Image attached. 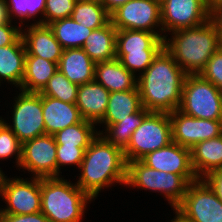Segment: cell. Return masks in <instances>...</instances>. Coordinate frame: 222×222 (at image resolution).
<instances>
[{
    "mask_svg": "<svg viewBox=\"0 0 222 222\" xmlns=\"http://www.w3.org/2000/svg\"><path fill=\"white\" fill-rule=\"evenodd\" d=\"M187 74L165 47L137 77L142 107L150 112L171 113L179 109Z\"/></svg>",
    "mask_w": 222,
    "mask_h": 222,
    "instance_id": "obj_1",
    "label": "cell"
},
{
    "mask_svg": "<svg viewBox=\"0 0 222 222\" xmlns=\"http://www.w3.org/2000/svg\"><path fill=\"white\" fill-rule=\"evenodd\" d=\"M116 34L117 29L109 21L92 31L82 49L95 63L113 60L116 58Z\"/></svg>",
    "mask_w": 222,
    "mask_h": 222,
    "instance_id": "obj_24",
    "label": "cell"
},
{
    "mask_svg": "<svg viewBox=\"0 0 222 222\" xmlns=\"http://www.w3.org/2000/svg\"><path fill=\"white\" fill-rule=\"evenodd\" d=\"M58 70L78 85L94 81L95 62L82 48L63 50Z\"/></svg>",
    "mask_w": 222,
    "mask_h": 222,
    "instance_id": "obj_20",
    "label": "cell"
},
{
    "mask_svg": "<svg viewBox=\"0 0 222 222\" xmlns=\"http://www.w3.org/2000/svg\"><path fill=\"white\" fill-rule=\"evenodd\" d=\"M209 20L215 26L216 32L222 42V5L210 11Z\"/></svg>",
    "mask_w": 222,
    "mask_h": 222,
    "instance_id": "obj_41",
    "label": "cell"
},
{
    "mask_svg": "<svg viewBox=\"0 0 222 222\" xmlns=\"http://www.w3.org/2000/svg\"><path fill=\"white\" fill-rule=\"evenodd\" d=\"M172 142V127L169 113L150 112L141 125L132 133L124 150L127 162L141 160L148 153L163 148Z\"/></svg>",
    "mask_w": 222,
    "mask_h": 222,
    "instance_id": "obj_7",
    "label": "cell"
},
{
    "mask_svg": "<svg viewBox=\"0 0 222 222\" xmlns=\"http://www.w3.org/2000/svg\"><path fill=\"white\" fill-rule=\"evenodd\" d=\"M63 49L82 48L93 29L77 23L71 17L48 24Z\"/></svg>",
    "mask_w": 222,
    "mask_h": 222,
    "instance_id": "obj_27",
    "label": "cell"
},
{
    "mask_svg": "<svg viewBox=\"0 0 222 222\" xmlns=\"http://www.w3.org/2000/svg\"><path fill=\"white\" fill-rule=\"evenodd\" d=\"M71 18L91 29H98L110 21V14L98 2L77 1Z\"/></svg>",
    "mask_w": 222,
    "mask_h": 222,
    "instance_id": "obj_30",
    "label": "cell"
},
{
    "mask_svg": "<svg viewBox=\"0 0 222 222\" xmlns=\"http://www.w3.org/2000/svg\"><path fill=\"white\" fill-rule=\"evenodd\" d=\"M125 185L160 192L174 209L182 201L189 183L179 174L158 171L135 160L127 162Z\"/></svg>",
    "mask_w": 222,
    "mask_h": 222,
    "instance_id": "obj_6",
    "label": "cell"
},
{
    "mask_svg": "<svg viewBox=\"0 0 222 222\" xmlns=\"http://www.w3.org/2000/svg\"><path fill=\"white\" fill-rule=\"evenodd\" d=\"M57 144L53 135L43 134L22 144L18 167L32 172L34 177H57Z\"/></svg>",
    "mask_w": 222,
    "mask_h": 222,
    "instance_id": "obj_11",
    "label": "cell"
},
{
    "mask_svg": "<svg viewBox=\"0 0 222 222\" xmlns=\"http://www.w3.org/2000/svg\"><path fill=\"white\" fill-rule=\"evenodd\" d=\"M204 0H161L162 33L200 26L209 20Z\"/></svg>",
    "mask_w": 222,
    "mask_h": 222,
    "instance_id": "obj_12",
    "label": "cell"
},
{
    "mask_svg": "<svg viewBox=\"0 0 222 222\" xmlns=\"http://www.w3.org/2000/svg\"><path fill=\"white\" fill-rule=\"evenodd\" d=\"M172 36L171 39L164 38V47L186 74H200L222 46L210 20L200 26L173 31Z\"/></svg>",
    "mask_w": 222,
    "mask_h": 222,
    "instance_id": "obj_3",
    "label": "cell"
},
{
    "mask_svg": "<svg viewBox=\"0 0 222 222\" xmlns=\"http://www.w3.org/2000/svg\"><path fill=\"white\" fill-rule=\"evenodd\" d=\"M159 52H128L119 61L121 64L136 76L135 71L143 74L152 64L153 59ZM141 70V71H140Z\"/></svg>",
    "mask_w": 222,
    "mask_h": 222,
    "instance_id": "obj_35",
    "label": "cell"
},
{
    "mask_svg": "<svg viewBox=\"0 0 222 222\" xmlns=\"http://www.w3.org/2000/svg\"><path fill=\"white\" fill-rule=\"evenodd\" d=\"M167 35L140 30H117L116 58L120 60L128 52H160Z\"/></svg>",
    "mask_w": 222,
    "mask_h": 222,
    "instance_id": "obj_19",
    "label": "cell"
},
{
    "mask_svg": "<svg viewBox=\"0 0 222 222\" xmlns=\"http://www.w3.org/2000/svg\"><path fill=\"white\" fill-rule=\"evenodd\" d=\"M25 58L26 47L22 36L14 44L0 47V81L4 79L16 87H21Z\"/></svg>",
    "mask_w": 222,
    "mask_h": 222,
    "instance_id": "obj_23",
    "label": "cell"
},
{
    "mask_svg": "<svg viewBox=\"0 0 222 222\" xmlns=\"http://www.w3.org/2000/svg\"><path fill=\"white\" fill-rule=\"evenodd\" d=\"M58 70V63L39 56H26L25 73L20 90L40 93Z\"/></svg>",
    "mask_w": 222,
    "mask_h": 222,
    "instance_id": "obj_26",
    "label": "cell"
},
{
    "mask_svg": "<svg viewBox=\"0 0 222 222\" xmlns=\"http://www.w3.org/2000/svg\"><path fill=\"white\" fill-rule=\"evenodd\" d=\"M15 99L12 110L13 127L2 118L0 119L12 130L22 144L45 134L42 95L21 90Z\"/></svg>",
    "mask_w": 222,
    "mask_h": 222,
    "instance_id": "obj_9",
    "label": "cell"
},
{
    "mask_svg": "<svg viewBox=\"0 0 222 222\" xmlns=\"http://www.w3.org/2000/svg\"><path fill=\"white\" fill-rule=\"evenodd\" d=\"M203 179L214 190L218 199L222 202V168L209 173Z\"/></svg>",
    "mask_w": 222,
    "mask_h": 222,
    "instance_id": "obj_40",
    "label": "cell"
},
{
    "mask_svg": "<svg viewBox=\"0 0 222 222\" xmlns=\"http://www.w3.org/2000/svg\"><path fill=\"white\" fill-rule=\"evenodd\" d=\"M204 2L209 12L222 5V0H204Z\"/></svg>",
    "mask_w": 222,
    "mask_h": 222,
    "instance_id": "obj_44",
    "label": "cell"
},
{
    "mask_svg": "<svg viewBox=\"0 0 222 222\" xmlns=\"http://www.w3.org/2000/svg\"><path fill=\"white\" fill-rule=\"evenodd\" d=\"M22 38L26 47V56H39L59 63L64 49L48 25H30L26 32H22Z\"/></svg>",
    "mask_w": 222,
    "mask_h": 222,
    "instance_id": "obj_16",
    "label": "cell"
},
{
    "mask_svg": "<svg viewBox=\"0 0 222 222\" xmlns=\"http://www.w3.org/2000/svg\"><path fill=\"white\" fill-rule=\"evenodd\" d=\"M129 0H102L101 4L104 6L106 11L111 14L120 6L124 5Z\"/></svg>",
    "mask_w": 222,
    "mask_h": 222,
    "instance_id": "obj_42",
    "label": "cell"
},
{
    "mask_svg": "<svg viewBox=\"0 0 222 222\" xmlns=\"http://www.w3.org/2000/svg\"><path fill=\"white\" fill-rule=\"evenodd\" d=\"M0 222H50L42 212L33 214H1Z\"/></svg>",
    "mask_w": 222,
    "mask_h": 222,
    "instance_id": "obj_39",
    "label": "cell"
},
{
    "mask_svg": "<svg viewBox=\"0 0 222 222\" xmlns=\"http://www.w3.org/2000/svg\"><path fill=\"white\" fill-rule=\"evenodd\" d=\"M171 222H185L184 220H182L177 214L175 216V218L173 220H171Z\"/></svg>",
    "mask_w": 222,
    "mask_h": 222,
    "instance_id": "obj_46",
    "label": "cell"
},
{
    "mask_svg": "<svg viewBox=\"0 0 222 222\" xmlns=\"http://www.w3.org/2000/svg\"><path fill=\"white\" fill-rule=\"evenodd\" d=\"M93 122L82 120L80 123L68 126L56 134L57 145L84 147L87 149L99 132L95 130Z\"/></svg>",
    "mask_w": 222,
    "mask_h": 222,
    "instance_id": "obj_29",
    "label": "cell"
},
{
    "mask_svg": "<svg viewBox=\"0 0 222 222\" xmlns=\"http://www.w3.org/2000/svg\"><path fill=\"white\" fill-rule=\"evenodd\" d=\"M45 134L54 135L60 130L80 123L83 118L76 104L42 95Z\"/></svg>",
    "mask_w": 222,
    "mask_h": 222,
    "instance_id": "obj_18",
    "label": "cell"
},
{
    "mask_svg": "<svg viewBox=\"0 0 222 222\" xmlns=\"http://www.w3.org/2000/svg\"><path fill=\"white\" fill-rule=\"evenodd\" d=\"M1 169V168H0ZM5 181H6V176L5 174L2 172V170H0V194H1V191L4 187V184H5Z\"/></svg>",
    "mask_w": 222,
    "mask_h": 222,
    "instance_id": "obj_45",
    "label": "cell"
},
{
    "mask_svg": "<svg viewBox=\"0 0 222 222\" xmlns=\"http://www.w3.org/2000/svg\"><path fill=\"white\" fill-rule=\"evenodd\" d=\"M14 154L18 166L21 161L22 143L12 130L0 119V159H7Z\"/></svg>",
    "mask_w": 222,
    "mask_h": 222,
    "instance_id": "obj_34",
    "label": "cell"
},
{
    "mask_svg": "<svg viewBox=\"0 0 222 222\" xmlns=\"http://www.w3.org/2000/svg\"><path fill=\"white\" fill-rule=\"evenodd\" d=\"M142 108L138 87L133 90L111 92L103 119L99 122L115 124L128 115L138 112Z\"/></svg>",
    "mask_w": 222,
    "mask_h": 222,
    "instance_id": "obj_25",
    "label": "cell"
},
{
    "mask_svg": "<svg viewBox=\"0 0 222 222\" xmlns=\"http://www.w3.org/2000/svg\"><path fill=\"white\" fill-rule=\"evenodd\" d=\"M10 21L6 0H0V25L8 24Z\"/></svg>",
    "mask_w": 222,
    "mask_h": 222,
    "instance_id": "obj_43",
    "label": "cell"
},
{
    "mask_svg": "<svg viewBox=\"0 0 222 222\" xmlns=\"http://www.w3.org/2000/svg\"><path fill=\"white\" fill-rule=\"evenodd\" d=\"M141 161L152 169L181 175L188 183L198 180L191 162L190 148L175 142L148 153Z\"/></svg>",
    "mask_w": 222,
    "mask_h": 222,
    "instance_id": "obj_15",
    "label": "cell"
},
{
    "mask_svg": "<svg viewBox=\"0 0 222 222\" xmlns=\"http://www.w3.org/2000/svg\"><path fill=\"white\" fill-rule=\"evenodd\" d=\"M190 150L192 167L198 179L222 168V134L199 142Z\"/></svg>",
    "mask_w": 222,
    "mask_h": 222,
    "instance_id": "obj_22",
    "label": "cell"
},
{
    "mask_svg": "<svg viewBox=\"0 0 222 222\" xmlns=\"http://www.w3.org/2000/svg\"><path fill=\"white\" fill-rule=\"evenodd\" d=\"M200 75L222 91V46L207 61Z\"/></svg>",
    "mask_w": 222,
    "mask_h": 222,
    "instance_id": "obj_37",
    "label": "cell"
},
{
    "mask_svg": "<svg viewBox=\"0 0 222 222\" xmlns=\"http://www.w3.org/2000/svg\"><path fill=\"white\" fill-rule=\"evenodd\" d=\"M85 150L84 147L57 145V177H60V166L74 164L80 168Z\"/></svg>",
    "mask_w": 222,
    "mask_h": 222,
    "instance_id": "obj_36",
    "label": "cell"
},
{
    "mask_svg": "<svg viewBox=\"0 0 222 222\" xmlns=\"http://www.w3.org/2000/svg\"><path fill=\"white\" fill-rule=\"evenodd\" d=\"M21 26H12L11 21L8 24L0 25V47L14 44L22 36Z\"/></svg>",
    "mask_w": 222,
    "mask_h": 222,
    "instance_id": "obj_38",
    "label": "cell"
},
{
    "mask_svg": "<svg viewBox=\"0 0 222 222\" xmlns=\"http://www.w3.org/2000/svg\"><path fill=\"white\" fill-rule=\"evenodd\" d=\"M9 2L6 0L8 16L11 21L12 16L27 20L39 13L44 15L45 12L46 0H9Z\"/></svg>",
    "mask_w": 222,
    "mask_h": 222,
    "instance_id": "obj_32",
    "label": "cell"
},
{
    "mask_svg": "<svg viewBox=\"0 0 222 222\" xmlns=\"http://www.w3.org/2000/svg\"><path fill=\"white\" fill-rule=\"evenodd\" d=\"M79 1H84V2H98V3H101L102 0H79Z\"/></svg>",
    "mask_w": 222,
    "mask_h": 222,
    "instance_id": "obj_47",
    "label": "cell"
},
{
    "mask_svg": "<svg viewBox=\"0 0 222 222\" xmlns=\"http://www.w3.org/2000/svg\"><path fill=\"white\" fill-rule=\"evenodd\" d=\"M172 141L192 148L195 144L222 134V120L199 119L184 114L179 109L169 113Z\"/></svg>",
    "mask_w": 222,
    "mask_h": 222,
    "instance_id": "obj_14",
    "label": "cell"
},
{
    "mask_svg": "<svg viewBox=\"0 0 222 222\" xmlns=\"http://www.w3.org/2000/svg\"><path fill=\"white\" fill-rule=\"evenodd\" d=\"M149 113L150 111L142 107L138 112L128 115V118L115 124H105V133L107 134L104 136L103 131L100 132V130L99 134L103 135L109 143L124 151L131 140L132 133L141 125L143 119Z\"/></svg>",
    "mask_w": 222,
    "mask_h": 222,
    "instance_id": "obj_28",
    "label": "cell"
},
{
    "mask_svg": "<svg viewBox=\"0 0 222 222\" xmlns=\"http://www.w3.org/2000/svg\"><path fill=\"white\" fill-rule=\"evenodd\" d=\"M79 85L70 82L59 70L48 80L41 95L59 99L66 103H76Z\"/></svg>",
    "mask_w": 222,
    "mask_h": 222,
    "instance_id": "obj_31",
    "label": "cell"
},
{
    "mask_svg": "<svg viewBox=\"0 0 222 222\" xmlns=\"http://www.w3.org/2000/svg\"><path fill=\"white\" fill-rule=\"evenodd\" d=\"M110 22L117 30L160 33L155 29L162 26L161 1L129 0L110 14Z\"/></svg>",
    "mask_w": 222,
    "mask_h": 222,
    "instance_id": "obj_10",
    "label": "cell"
},
{
    "mask_svg": "<svg viewBox=\"0 0 222 222\" xmlns=\"http://www.w3.org/2000/svg\"><path fill=\"white\" fill-rule=\"evenodd\" d=\"M110 92L95 80L78 87L76 106L84 120L98 124L104 117Z\"/></svg>",
    "mask_w": 222,
    "mask_h": 222,
    "instance_id": "obj_17",
    "label": "cell"
},
{
    "mask_svg": "<svg viewBox=\"0 0 222 222\" xmlns=\"http://www.w3.org/2000/svg\"><path fill=\"white\" fill-rule=\"evenodd\" d=\"M32 181L21 178H6L1 196L7 202V208L1 214H33L41 212V178Z\"/></svg>",
    "mask_w": 222,
    "mask_h": 222,
    "instance_id": "obj_13",
    "label": "cell"
},
{
    "mask_svg": "<svg viewBox=\"0 0 222 222\" xmlns=\"http://www.w3.org/2000/svg\"><path fill=\"white\" fill-rule=\"evenodd\" d=\"M91 199L64 178H41V212L50 222H81Z\"/></svg>",
    "mask_w": 222,
    "mask_h": 222,
    "instance_id": "obj_4",
    "label": "cell"
},
{
    "mask_svg": "<svg viewBox=\"0 0 222 222\" xmlns=\"http://www.w3.org/2000/svg\"><path fill=\"white\" fill-rule=\"evenodd\" d=\"M76 185L92 199L103 187L114 182L126 184L127 161L124 151L109 143L101 134L90 143L82 160Z\"/></svg>",
    "mask_w": 222,
    "mask_h": 222,
    "instance_id": "obj_2",
    "label": "cell"
},
{
    "mask_svg": "<svg viewBox=\"0 0 222 222\" xmlns=\"http://www.w3.org/2000/svg\"><path fill=\"white\" fill-rule=\"evenodd\" d=\"M78 0H46L44 19L34 24L48 25L49 23L71 17Z\"/></svg>",
    "mask_w": 222,
    "mask_h": 222,
    "instance_id": "obj_33",
    "label": "cell"
},
{
    "mask_svg": "<svg viewBox=\"0 0 222 222\" xmlns=\"http://www.w3.org/2000/svg\"><path fill=\"white\" fill-rule=\"evenodd\" d=\"M94 80L111 92L133 90L137 87V78L121 62L113 60L95 63Z\"/></svg>",
    "mask_w": 222,
    "mask_h": 222,
    "instance_id": "obj_21",
    "label": "cell"
},
{
    "mask_svg": "<svg viewBox=\"0 0 222 222\" xmlns=\"http://www.w3.org/2000/svg\"><path fill=\"white\" fill-rule=\"evenodd\" d=\"M173 210L185 222H222V202L204 179L189 183Z\"/></svg>",
    "mask_w": 222,
    "mask_h": 222,
    "instance_id": "obj_8",
    "label": "cell"
},
{
    "mask_svg": "<svg viewBox=\"0 0 222 222\" xmlns=\"http://www.w3.org/2000/svg\"><path fill=\"white\" fill-rule=\"evenodd\" d=\"M179 110L194 118L222 120V91L200 74H187Z\"/></svg>",
    "mask_w": 222,
    "mask_h": 222,
    "instance_id": "obj_5",
    "label": "cell"
}]
</instances>
